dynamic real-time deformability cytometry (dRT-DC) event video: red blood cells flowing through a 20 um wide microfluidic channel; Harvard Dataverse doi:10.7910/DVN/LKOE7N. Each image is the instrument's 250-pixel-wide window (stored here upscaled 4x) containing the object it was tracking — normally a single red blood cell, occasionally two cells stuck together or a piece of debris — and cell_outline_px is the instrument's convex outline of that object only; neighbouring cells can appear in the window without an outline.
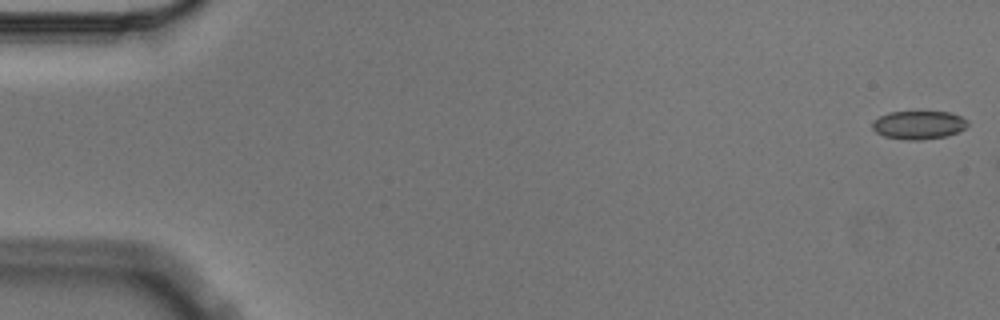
{"species": "Egyptian fruit bat (a non-hibernating species)", "species_latin": "Rousettus aegyptiacus", "temperature_condition": "cold", "stored_images_in_passage": 2, "camera_frame_rate_fps": 3000, "um_per_image_px": 0.085, "animal": {"sex": "male"}, "frame": {"image": 1, "passage_image": 1, "time_ms": 0.0, "image_size_px": [1000, 320], "cell_outline_px": [[968, 124], [964, 128], [956, 132], [944, 136], [920, 140], [908, 140], [884, 136], [876, 132], [872, 128], [872, 120], [888, 112], [952, 112], [968, 120]], "centroid_in_image_um": [78.06, 10.61], "position_along_channel_um": 6.9, "area_um2": 15.66}}